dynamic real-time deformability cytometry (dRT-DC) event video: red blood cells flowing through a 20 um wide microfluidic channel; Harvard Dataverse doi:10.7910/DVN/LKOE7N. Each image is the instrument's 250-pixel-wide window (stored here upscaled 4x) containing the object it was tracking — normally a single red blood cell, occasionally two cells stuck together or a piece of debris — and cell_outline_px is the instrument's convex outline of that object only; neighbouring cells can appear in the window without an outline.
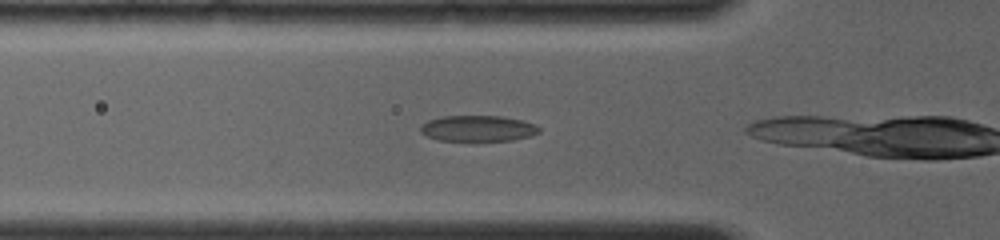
{"species": "common noctule bat (a hibernating species)", "species_latin": "Nyctalus noctula", "temperature_condition": "room temperature", "stored_images_in_passage": 7, "camera_frame_rate_fps": 4000, "um_per_image_px": 0.085, "animal": {"sex": "female", "body_mass_g": 19.0, "forearm_length_mm": 56.7}, "frame": {"image": 1, "passage_image": 2, "time_ms": 0.5, "image_size_px": [1000, 240], "cell_outline_px": [[540, 132], [532, 136], [512, 140], [476, 144], [472, 144], [436, 140], [420, 132], [420, 128], [428, 120], [440, 116], [500, 116], [524, 120], [536, 124], [540, 128]], "centroid_in_image_um": [40.64, 10.97], "position_along_channel_um": 85.2, "area_um2": 19.07}}
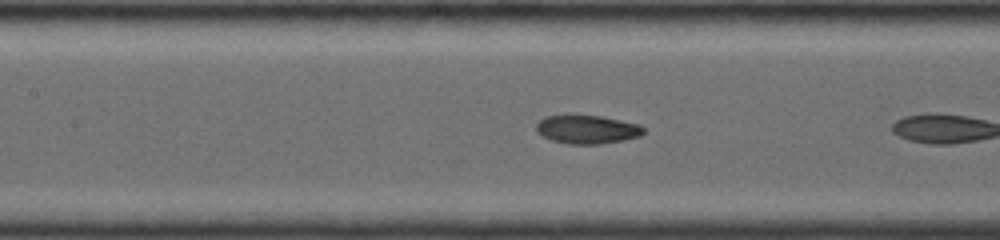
{"frame": {"image": 2, "passage_image": 6, "time_ms": 2.25, "image_size_px": [1000, 240], "cell_outline_px": [[644, 132], [640, 136], [624, 140], [600, 144], [568, 144], [552, 140], [536, 132], [536, 124], [544, 116], [600, 116], [640, 124], [644, 128]], "centroid_in_image_um": [49.92, 11.01], "position_along_channel_um": 157.5, "area_um2": 17.69}}